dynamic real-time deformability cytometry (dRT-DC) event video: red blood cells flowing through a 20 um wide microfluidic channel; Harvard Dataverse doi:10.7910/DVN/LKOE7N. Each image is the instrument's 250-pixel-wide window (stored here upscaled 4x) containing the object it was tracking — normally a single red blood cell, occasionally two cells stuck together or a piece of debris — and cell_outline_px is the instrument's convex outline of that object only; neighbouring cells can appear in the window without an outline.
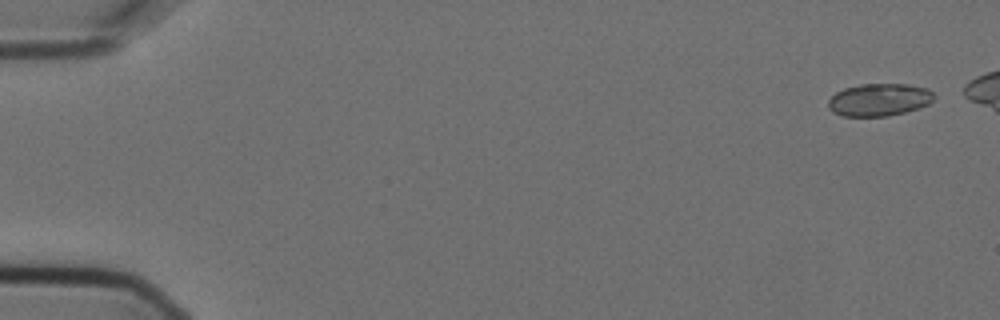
{"species": "Egyptian fruit bat (a non-hibernating species)", "species_latin": "Rousettus aegyptiacus", "temperature_condition": "cold", "stored_images_in_passage": 7, "camera_frame_rate_fps": 3000, "um_per_image_px": 0.085, "animal": {"sex": "female"}, "frame": {"image": 1, "passage_image": 1, "time_ms": 0.0, "image_size_px": [1000, 320], "cell_outline_px": [[936, 96], [928, 104], [920, 108], [888, 116], [844, 116], [832, 112], [828, 108], [828, 100], [836, 92], [844, 88], [860, 84], [908, 84], [928, 88]], "centroid_in_image_um": [74.73, 8.47], "position_along_channel_um": 10.3, "area_um2": 20.17}}